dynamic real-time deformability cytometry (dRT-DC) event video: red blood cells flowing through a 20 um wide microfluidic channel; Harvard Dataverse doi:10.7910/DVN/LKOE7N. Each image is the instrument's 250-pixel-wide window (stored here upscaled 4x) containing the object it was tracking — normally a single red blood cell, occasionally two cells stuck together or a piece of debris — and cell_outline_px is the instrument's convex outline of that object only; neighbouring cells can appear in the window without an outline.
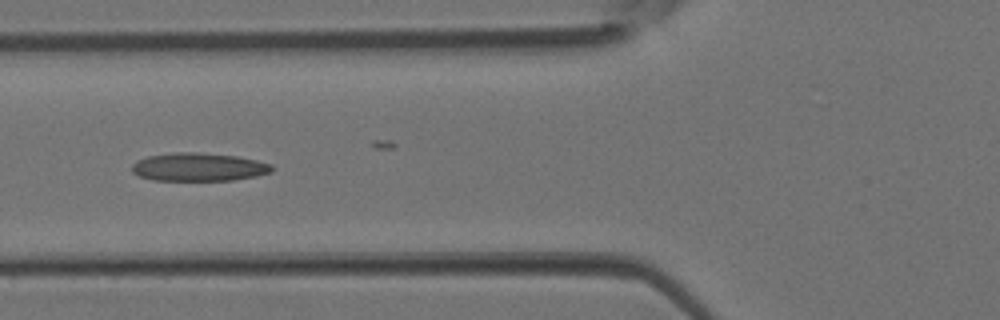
{"species": "Egyptian fruit bat (a non-hibernating species)", "species_latin": "Rousettus aegyptiacus", "temperature_condition": "room temperature", "stored_images_in_passage": 2, "camera_frame_rate_fps": 3000, "um_per_image_px": 0.085, "animal": {"sex": "female"}, "frame": {"image": 1, "passage_image": 2, "time_ms": 0.333, "image_size_px": [1000, 320], "cell_outline_px": [[276, 168], [272, 172], [256, 176], [232, 180], [152, 180], [140, 176], [132, 172], [132, 164], [136, 160], [148, 156], [176, 152], [196, 152], [236, 156], [256, 160], [272, 164]], "centroid_in_image_um": [16.9, 14.19], "position_along_channel_um": 108.9, "area_um2": 23.06}}